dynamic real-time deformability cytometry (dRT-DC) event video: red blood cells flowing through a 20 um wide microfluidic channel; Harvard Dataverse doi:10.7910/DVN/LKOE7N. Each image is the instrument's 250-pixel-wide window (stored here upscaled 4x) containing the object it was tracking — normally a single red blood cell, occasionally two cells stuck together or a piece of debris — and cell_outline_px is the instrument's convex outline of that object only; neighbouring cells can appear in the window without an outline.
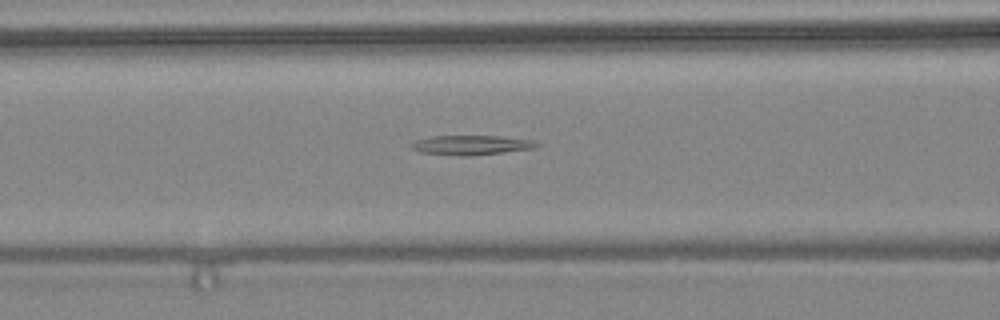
{"species": "common noctule bat (a hibernating species)", "species_latin": "Nyctalus noctula", "temperature_condition": "warm", "stored_images_in_passage": 42, "segment_of_instrument_passage": [2, 3], "camera_frame_rate_fps": 3000, "um_per_image_px": 0.085, "animal": {"sex": "female", "body_mass_g": 24.6, "forearm_length_mm": 56.2}, "frame": {"image": 1, "passage_image": 20, "time_ms": 6.333, "image_size_px": [1000, 320], "cell_outline_px": [[544, 144], [536, 148], [472, 156], [460, 156], [420, 152], [408, 148], [408, 144], [416, 140], [432, 136], [496, 136], [536, 140]], "centroid_in_image_um": [40.08, 12.33], "position_along_channel_um": 126.5, "area_um2": 14.62}}
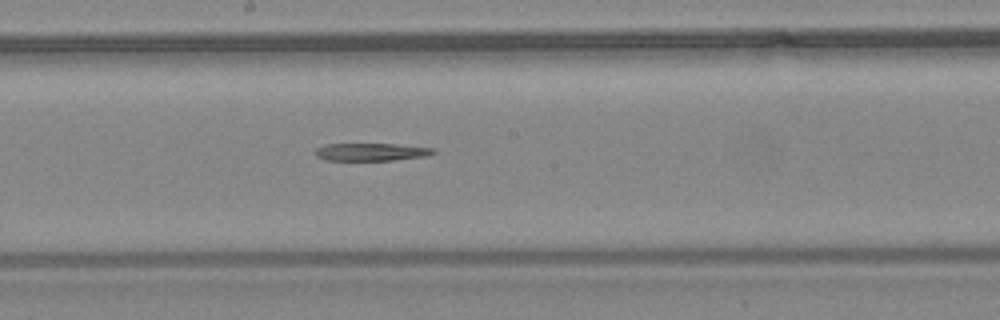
{"frame": {"image": 2, "passage_image": 26, "time_ms": 8.333, "image_size_px": [1000, 320], "cell_outline_px": [[436, 152], [424, 156], [392, 160], [324, 160], [316, 156], [316, 148], [328, 144], [396, 144], [436, 148]], "centroid_in_image_um": [31.56, 12.91], "position_along_channel_um": 216.6, "area_um2": 12.02}}
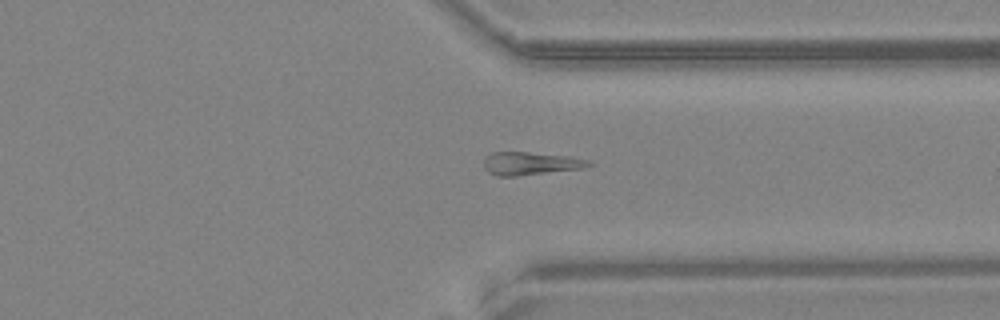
{"frame": {"image": 3, "passage_image": 36, "time_ms": 11.667, "image_size_px": [1000, 320], "cell_outline_px": [[592, 164], [584, 168], [516, 176], [496, 176], [488, 172], [484, 168], [484, 156], [492, 152], [528, 152], [568, 156], [592, 160]], "centroid_in_image_um": [45.07, 13.89], "position_along_channel_um": 366.3, "area_um2": 14.16}}